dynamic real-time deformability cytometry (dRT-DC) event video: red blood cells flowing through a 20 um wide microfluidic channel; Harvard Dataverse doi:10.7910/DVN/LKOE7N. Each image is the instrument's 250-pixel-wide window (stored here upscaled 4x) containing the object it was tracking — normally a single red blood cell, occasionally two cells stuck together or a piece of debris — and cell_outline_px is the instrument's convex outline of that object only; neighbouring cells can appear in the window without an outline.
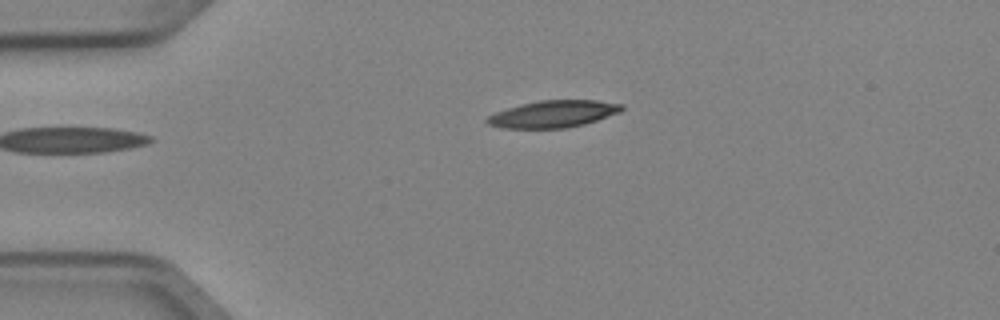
{"species": "Egyptian fruit bat (a non-hibernating species)", "species_latin": "Rousettus aegyptiacus", "temperature_condition": "cold", "stored_images_in_passage": 4, "camera_frame_rate_fps": 3000, "um_per_image_px": 0.085, "animal": {"sex": "female"}, "frame": {"image": 1, "passage_image": 3, "time_ms": 0.667, "image_size_px": [1000, 320], "cell_outline_px": [[624, 108], [620, 112], [584, 124], [564, 128], [504, 128], [488, 124], [484, 120], [488, 116], [496, 112], [520, 104], [540, 100], [596, 100], [624, 104]], "centroid_in_image_um": [47.03, 9.68], "position_along_channel_um": 38.0, "area_um2": 21.1}}